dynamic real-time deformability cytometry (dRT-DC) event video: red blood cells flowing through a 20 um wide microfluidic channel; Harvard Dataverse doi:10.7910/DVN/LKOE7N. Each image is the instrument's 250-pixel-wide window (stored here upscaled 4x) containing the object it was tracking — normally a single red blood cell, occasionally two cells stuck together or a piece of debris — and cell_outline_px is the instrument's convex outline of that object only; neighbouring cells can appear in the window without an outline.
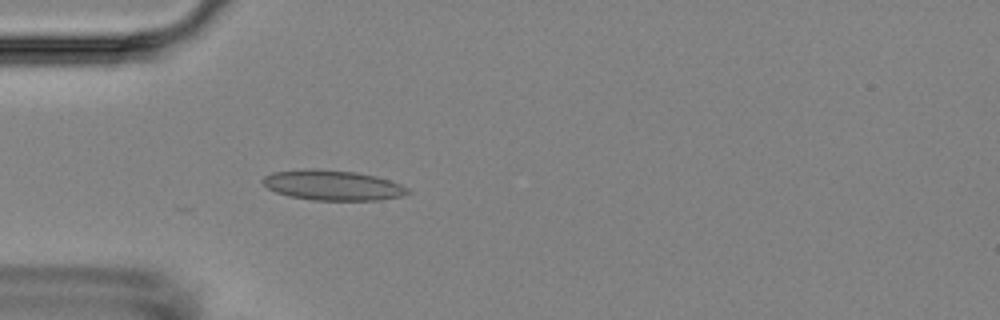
{"species": "Egyptian fruit bat (a non-hibernating species)", "species_latin": "Rousettus aegyptiacus", "temperature_condition": "room temperature", "stored_images_in_passage": 4, "camera_frame_rate_fps": 3000, "um_per_image_px": 0.085, "animal": {"sex": "female"}, "frame": {"image": 1, "passage_image": 4, "time_ms": 4.333, "image_size_px": [1000, 320], "cell_outline_px": [[412, 192], [400, 196], [380, 200], [312, 200], [288, 196], [276, 192], [268, 188], [260, 180], [264, 176], [272, 172], [312, 168], [316, 168], [356, 172], [376, 176], [400, 184], [408, 188]], "centroid_in_image_um": [28.25, 15.74], "position_along_channel_um": 56.7, "area_um2": 25.55}}